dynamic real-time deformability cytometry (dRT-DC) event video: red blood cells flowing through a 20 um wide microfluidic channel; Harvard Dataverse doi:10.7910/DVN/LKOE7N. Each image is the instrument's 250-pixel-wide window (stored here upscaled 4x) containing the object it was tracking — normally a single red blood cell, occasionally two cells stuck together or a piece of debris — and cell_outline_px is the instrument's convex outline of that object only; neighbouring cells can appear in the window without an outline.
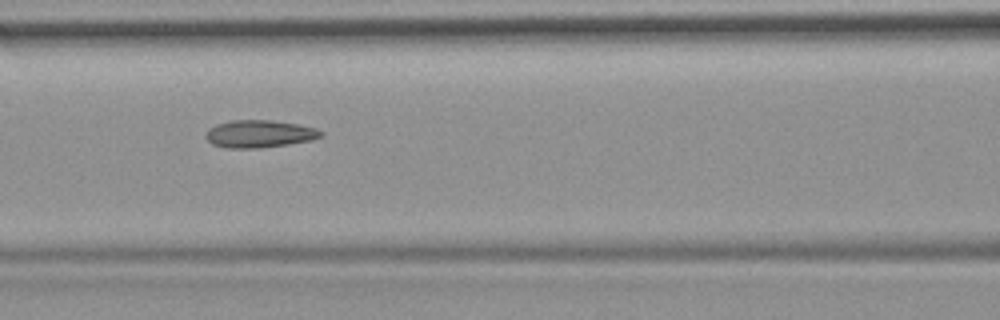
{"species": "common noctule bat (a hibernating species)", "species_latin": "Nyctalus noctula", "temperature_condition": "room temperature", "stored_images_in_passage": 54, "camera_frame_rate_fps": 3000, "um_per_image_px": 0.085, "animal": {"sex": "female", "body_mass_g": 19.9}, "frame": {"image": 1, "passage_image": 24, "time_ms": 7.667, "image_size_px": [1000, 320], "cell_outline_px": [[324, 132], [320, 136], [312, 140], [256, 148], [224, 148], [212, 144], [204, 136], [208, 128], [216, 124], [232, 120], [272, 120], [296, 124], [316, 128]], "centroid_in_image_um": [21.99, 11.37], "position_along_channel_um": 144.6, "area_um2": 18.32}, "authors_computed_cell_mechanics": {"area_um2": 18.1781, "velocity_mm_per_s": 3.7671, "shape_relaxation_time_tau1_ms": null, "shape_relaxation_time_tau2_ms": 2.6344, "deformation_change_tau1": null, "deformation_change_tau2": 0.0893}}